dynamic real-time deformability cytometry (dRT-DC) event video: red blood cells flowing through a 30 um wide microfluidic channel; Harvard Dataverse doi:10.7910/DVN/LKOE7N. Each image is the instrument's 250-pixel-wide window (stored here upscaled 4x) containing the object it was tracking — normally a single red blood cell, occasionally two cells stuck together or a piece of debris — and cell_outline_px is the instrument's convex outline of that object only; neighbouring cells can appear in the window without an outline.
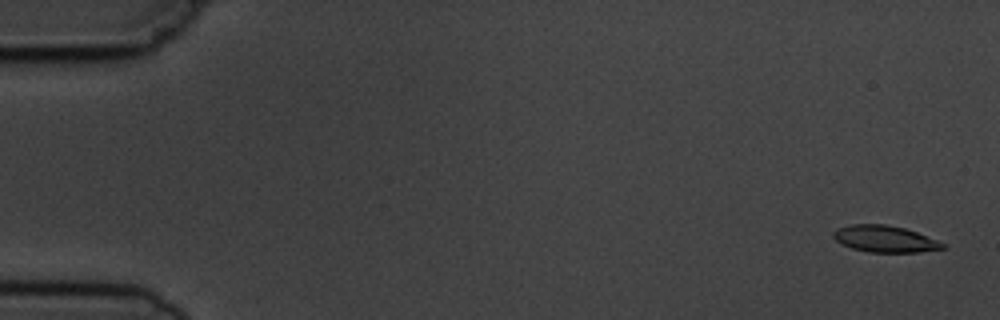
{"species": "common noctule bat (a hibernating species)", "species_latin": "Nyctalus noctula", "temperature_condition": "cold", "stored_images_in_passage": 6, "camera_frame_rate_fps": 3000, "um_per_image_px": 0.085, "animal": {"sex": "male", "body_mass_g": 19.5, "forearm_length_mm": 54.6}, "frame": {"image": 1, "passage_image": 1, "time_ms": 0.0, "image_size_px": [1000, 320], "cell_outline_px": [[944, 248], [920, 252], [868, 252], [852, 248], [836, 240], [832, 236], [832, 232], [836, 228], [852, 224], [884, 224], [904, 228], [916, 232], [936, 240], [944, 244]], "centroid_in_image_um": [75.17, 20.3], "position_along_channel_um": 9.8, "area_um2": 16.76}}
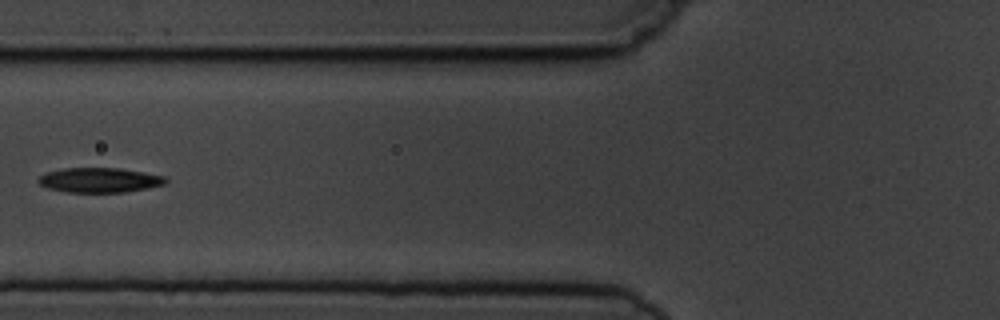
{"frame": {"image": 2, "passage_image": 6, "time_ms": 6.667, "image_size_px": [1000, 320], "cell_outline_px": [[168, 180], [164, 184], [148, 188], [124, 192], [68, 192], [48, 188], [40, 184], [36, 180], [40, 176], [48, 172], [64, 168], [120, 168], [144, 172], [164, 176]], "centroid_in_image_um": [8.47, 15.3], "position_along_channel_um": 117.3, "area_um2": 18.26}}